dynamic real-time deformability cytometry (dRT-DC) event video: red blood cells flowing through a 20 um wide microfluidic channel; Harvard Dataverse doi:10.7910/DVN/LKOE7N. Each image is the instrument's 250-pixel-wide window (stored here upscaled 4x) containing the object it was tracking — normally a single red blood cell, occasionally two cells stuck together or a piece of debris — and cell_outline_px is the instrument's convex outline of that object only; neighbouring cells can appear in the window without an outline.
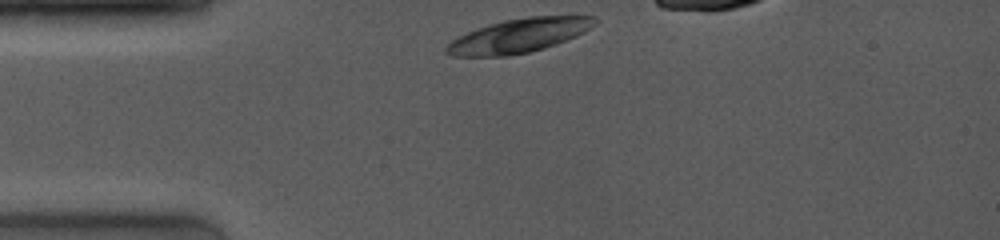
{"species": "common noctule bat (a hibernating species)", "species_latin": "Nyctalus noctula", "temperature_condition": "room temperature", "stored_images_in_passage": 9, "camera_frame_rate_fps": 4000, "um_per_image_px": 0.085, "animal": {"sex": "female", "body_mass_g": 19.0, "forearm_length_mm": 53.3}, "frame": {"image": 1, "passage_image": 1, "time_ms": 0.0, "image_size_px": [1000, 240], "cell_outline_px": [[600, 20], [596, 24], [584, 32], [576, 36], [556, 44], [544, 48], [528, 52], [508, 56], [452, 56], [444, 52], [444, 48], [452, 40], [468, 32], [504, 20], [528, 16], [596, 16]], "centroid_in_image_um": [44.14, 3.03], "position_along_channel_um": 40.9, "area_um2": 29.19}}